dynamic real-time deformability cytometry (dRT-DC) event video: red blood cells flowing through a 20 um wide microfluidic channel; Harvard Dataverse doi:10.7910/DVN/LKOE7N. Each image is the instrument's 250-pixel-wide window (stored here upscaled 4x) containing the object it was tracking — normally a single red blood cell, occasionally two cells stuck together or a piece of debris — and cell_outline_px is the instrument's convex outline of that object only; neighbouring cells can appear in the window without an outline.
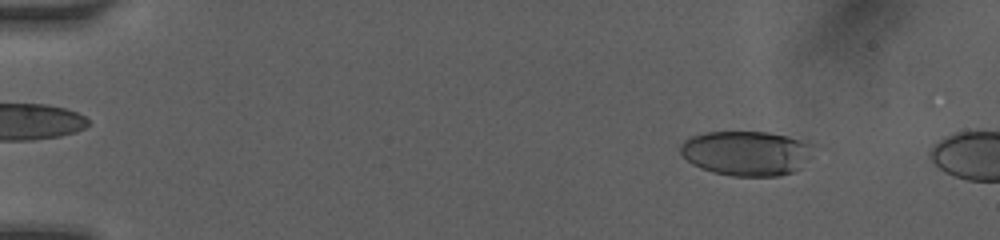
{"species": "human", "species_latin": "Homo sapiens", "temperature_condition": "room temperature", "stored_images_in_passage": 5, "camera_frame_rate_fps": 3000, "um_per_image_px": 0.085, "donor": {"sex": "female"}, "frame": {"image": 1, "passage_image": 3, "time_ms": 1.667, "image_size_px": [1000, 240], "cell_outline_px": [[812, 144], [800, 168], [792, 172], [780, 176], [732, 176], [712, 172], [700, 168], [692, 164], [680, 152], [680, 144], [688, 136], [708, 132], [768, 132], [788, 136]], "centroid_in_image_um": [63.36, 13.02], "position_along_channel_um": 21.6, "area_um2": 34.33}}